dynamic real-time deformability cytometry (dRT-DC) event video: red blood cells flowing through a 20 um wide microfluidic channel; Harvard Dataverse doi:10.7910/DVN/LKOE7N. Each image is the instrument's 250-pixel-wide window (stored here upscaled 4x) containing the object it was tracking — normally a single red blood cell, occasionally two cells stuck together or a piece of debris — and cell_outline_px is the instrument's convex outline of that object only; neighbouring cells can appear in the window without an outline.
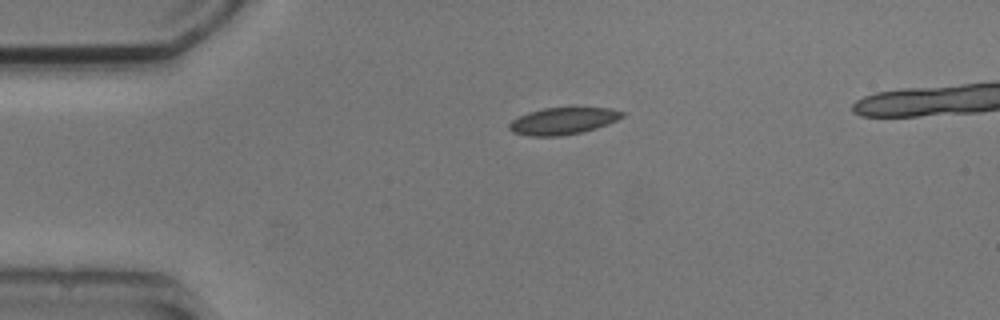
{"species": "common noctule bat (a hibernating species)", "species_latin": "Nyctalus noctula", "temperature_condition": "cold", "stored_images_in_passage": 3, "camera_frame_rate_fps": 3000, "um_per_image_px": 0.085, "animal": {"sex": "male", "body_mass_g": 20.5, "forearm_length_mm": 52.5}, "frame": {"image": 1, "passage_image": 1, "time_ms": 0.0, "image_size_px": [1000, 320], "cell_outline_px": [[624, 116], [608, 124], [596, 128], [580, 132], [560, 136], [528, 136], [512, 132], [508, 128], [508, 124], [512, 120], [528, 112], [544, 108], [612, 108], [624, 112]], "centroid_in_image_um": [47.83, 10.28], "position_along_channel_um": 37.2, "area_um2": 17.63}}